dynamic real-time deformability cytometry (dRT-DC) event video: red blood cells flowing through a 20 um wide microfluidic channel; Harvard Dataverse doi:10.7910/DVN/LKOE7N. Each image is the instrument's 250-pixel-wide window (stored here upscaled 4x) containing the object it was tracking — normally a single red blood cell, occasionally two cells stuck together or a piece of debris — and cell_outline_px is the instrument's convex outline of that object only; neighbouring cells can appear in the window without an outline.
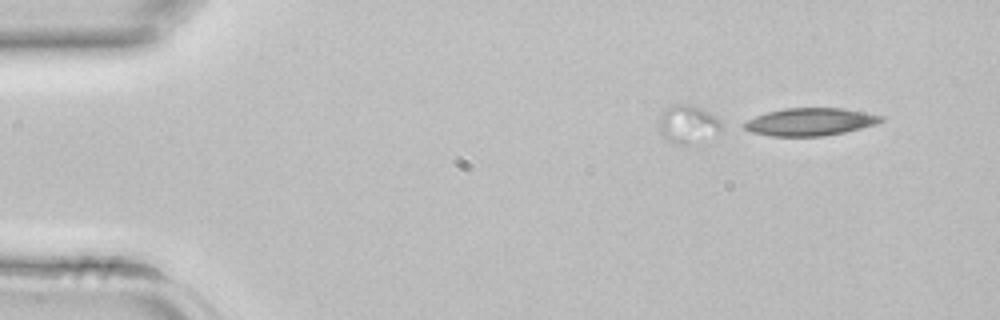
{"species": "common noctule bat (a hibernating species)", "species_latin": "Nyctalus noctula", "temperature_condition": "room temperature", "stored_images_in_passage": 4, "camera_frame_rate_fps": 3000, "um_per_image_px": 0.085, "animal": {"sex": "female", "body_mass_g": 22.7, "forearm_length_mm": 54.2}, "frame": {"image": 1, "passage_image": 4, "time_ms": 1.0, "image_size_px": [1000, 320], "cell_outline_px": [[884, 120], [876, 124], [844, 132], [824, 136], [772, 136], [752, 132], [744, 128], [744, 124], [748, 120], [756, 116], [768, 112], [784, 108], [844, 108], [884, 116]], "centroid_in_image_um": [68.89, 10.35], "position_along_channel_um": 16.1, "area_um2": 21.85}}